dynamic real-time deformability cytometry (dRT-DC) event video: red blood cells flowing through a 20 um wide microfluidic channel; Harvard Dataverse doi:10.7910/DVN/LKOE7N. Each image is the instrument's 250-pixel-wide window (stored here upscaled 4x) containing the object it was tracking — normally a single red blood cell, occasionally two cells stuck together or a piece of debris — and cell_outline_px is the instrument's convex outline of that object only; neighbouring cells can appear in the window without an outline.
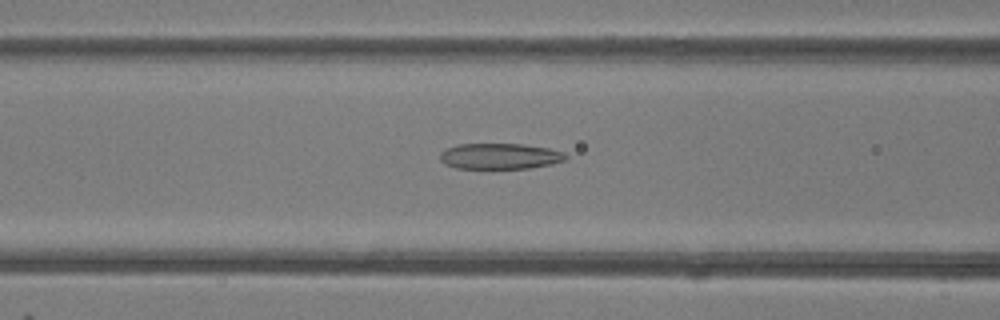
{"species": "common noctule bat (a hibernating species)", "species_latin": "Nyctalus noctula", "temperature_condition": "room temperature", "stored_images_in_passage": 38, "camera_frame_rate_fps": 3000, "um_per_image_px": 0.085, "animal": {"sex": "female"}, "frame": {"image": 1, "passage_image": 9, "time_ms": 2.667, "image_size_px": [1000, 320], "cell_outline_px": [[568, 160], [552, 164], [528, 168], [492, 172], [456, 168], [444, 164], [440, 160], [440, 152], [448, 148], [460, 144], [520, 144], [548, 148], [564, 152], [568, 156]], "centroid_in_image_um": [42.48, 13.34], "position_along_channel_um": 124.1, "area_um2": 19.94}}
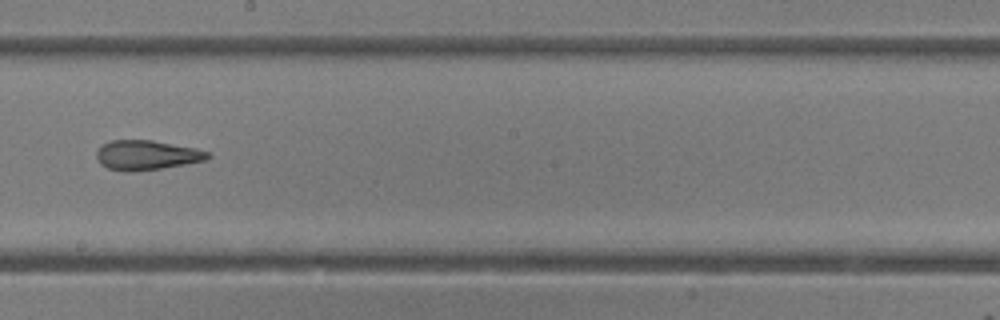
{"frame": {"image": 2, "passage_image": 17, "time_ms": 5.333, "image_size_px": [1000, 320], "cell_outline_px": [[212, 156], [204, 160], [184, 164], [160, 168], [132, 172], [128, 172], [108, 168], [100, 164], [96, 156], [96, 152], [104, 144], [112, 140], [152, 140], [196, 148], [208, 152]], "centroid_in_image_um": [12.46, 13.18], "position_along_channel_um": 235.7, "area_um2": 19.02}}
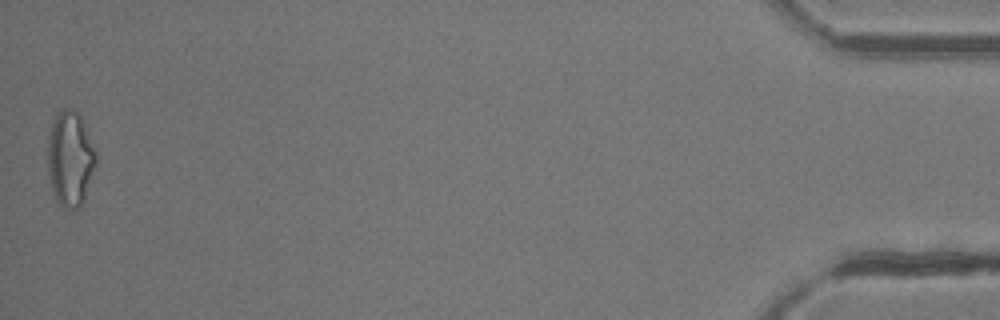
{"frame": {"image": 3, "passage_image": 38, "time_ms": 12.333, "image_size_px": [1000, 320], "cell_outline_px": [[96, 164], [80, 208], [68, 212], [56, 200], [52, 188], [48, 172], [48, 136], [52, 124], [56, 116], [64, 108], [72, 108], [80, 116], [84, 124], [96, 152]], "centroid_in_image_um": [5.96, 13.53], "position_along_channel_um": 429.2, "area_um2": 26.53}, "authors_computed_cell_mechanics": {"area_um2": 20.4612, "velocity_mm_per_s": 4.1745, "shape_relaxation_time_tau1_ms": null, "shape_relaxation_time_tau2_ms": 2.6055, "deformation_change_tau1": null, "deformation_change_tau2": 0.1115}}